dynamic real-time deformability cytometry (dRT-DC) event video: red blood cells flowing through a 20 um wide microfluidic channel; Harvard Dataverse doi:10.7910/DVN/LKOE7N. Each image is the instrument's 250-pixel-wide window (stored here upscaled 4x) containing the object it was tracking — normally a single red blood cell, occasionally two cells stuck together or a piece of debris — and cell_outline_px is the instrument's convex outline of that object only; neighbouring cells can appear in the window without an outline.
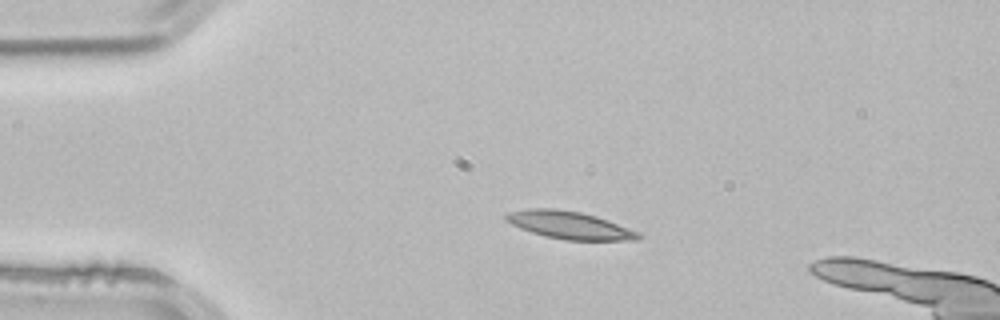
{"species": "common noctule bat (a hibernating species)", "species_latin": "Nyctalus noctula", "temperature_condition": "room temperature", "stored_images_in_passage": 5, "camera_frame_rate_fps": 3000, "um_per_image_px": 0.085, "animal": {"sex": "male", "body_mass_g": 21.5, "forearm_length_mm": 52.0}, "frame": {"image": 1, "passage_image": 3, "time_ms": 0.667, "image_size_px": [1000, 320], "cell_outline_px": [[644, 236], [640, 240], [564, 240], [544, 236], [520, 228], [504, 220], [504, 216], [508, 212], [528, 208], [556, 208], [580, 212], [596, 216], [640, 232]], "centroid_in_image_um": [48.42, 19.14], "position_along_channel_um": 36.6, "area_um2": 21.44}}